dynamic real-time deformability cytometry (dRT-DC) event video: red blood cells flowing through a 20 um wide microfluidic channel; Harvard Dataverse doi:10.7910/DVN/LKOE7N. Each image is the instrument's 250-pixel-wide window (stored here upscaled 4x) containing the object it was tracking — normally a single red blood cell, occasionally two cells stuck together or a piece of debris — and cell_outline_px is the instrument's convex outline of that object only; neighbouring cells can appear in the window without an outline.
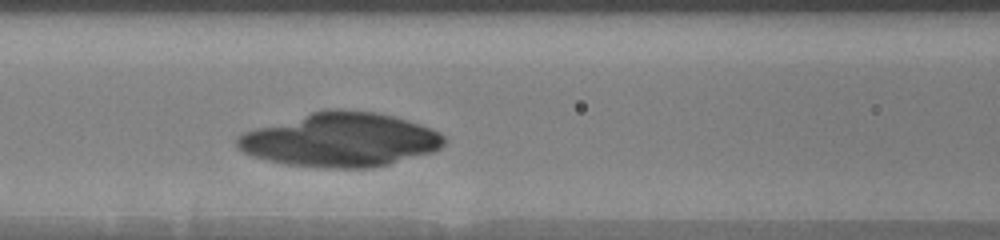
{"species": "human", "species_latin": "Homo sapiens", "temperature_condition": "warm", "stored_images_in_passage": 5, "camera_frame_rate_fps": 3000, "um_per_image_px": 0.085, "donor": {"sex": "male"}, "frame": {"image": 1, "passage_image": 5, "time_ms": 2.667, "image_size_px": [1000, 240], "cell_outline_px": [[444, 144], [440, 148], [432, 152], [388, 164], [372, 168], [320, 168], [284, 164], [252, 156], [236, 148], [236, 136], [244, 132], [256, 128], [324, 108], [340, 108], [376, 112], [408, 120], [420, 124], [440, 132], [444, 136]], "centroid_in_image_um": [28.91, 11.88], "position_along_channel_um": 137.7, "area_um2": 65.31}}